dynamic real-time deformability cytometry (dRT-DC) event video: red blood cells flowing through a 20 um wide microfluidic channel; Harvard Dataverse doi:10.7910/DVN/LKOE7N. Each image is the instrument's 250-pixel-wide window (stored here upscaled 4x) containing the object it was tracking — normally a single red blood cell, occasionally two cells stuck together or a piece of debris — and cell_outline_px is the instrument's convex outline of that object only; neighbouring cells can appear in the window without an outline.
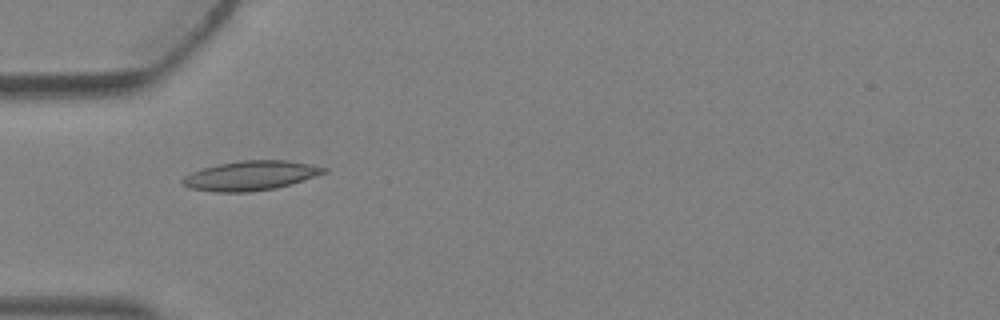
{"species": "Egyptian fruit bat (a non-hibernating species)", "species_latin": "Rousettus aegyptiacus", "temperature_condition": "warm", "stored_images_in_passage": 2, "camera_frame_rate_fps": 3000, "um_per_image_px": 0.085, "animal": {"sex": "female"}, "frame": {"image": 1, "passage_image": 1, "time_ms": 0.0, "image_size_px": [1000, 320], "cell_outline_px": [[328, 172], [292, 184], [276, 188], [248, 192], [216, 192], [188, 188], [180, 180], [184, 176], [192, 172], [204, 168], [220, 164], [240, 160], [288, 160], [328, 168]], "centroid_in_image_um": [21.32, 14.93], "position_along_channel_um": 63.7, "area_um2": 24.28}}
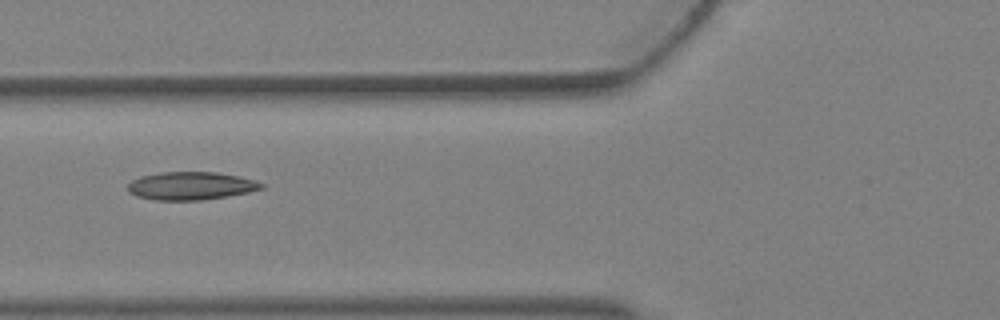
{"frame": {"image": 2, "passage_image": 2, "time_ms": 0.333, "image_size_px": [1000, 320], "cell_outline_px": [[264, 188], [248, 192], [228, 196], [200, 200], [152, 200], [136, 196], [128, 192], [128, 184], [132, 180], [140, 176], [160, 172], [216, 172], [256, 180], [264, 184]], "centroid_in_image_um": [16.2, 15.8], "position_along_channel_um": 109.6, "area_um2": 21.85}}